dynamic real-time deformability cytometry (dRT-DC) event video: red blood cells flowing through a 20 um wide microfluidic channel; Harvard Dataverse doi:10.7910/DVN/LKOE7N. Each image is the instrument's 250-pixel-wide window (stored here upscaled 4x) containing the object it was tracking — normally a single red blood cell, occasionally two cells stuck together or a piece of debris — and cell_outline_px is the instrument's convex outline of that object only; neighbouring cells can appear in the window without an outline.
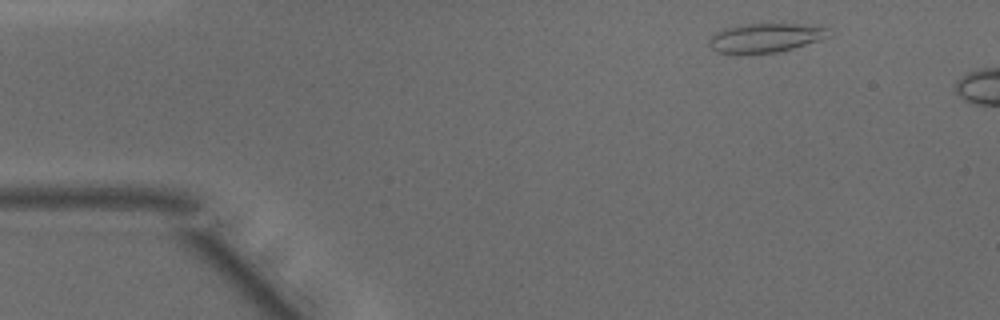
{"species": "common noctule bat (a hibernating species)", "species_latin": "Nyctalus noctula", "temperature_condition": "warm", "stored_images_in_passage": 41, "camera_frame_rate_fps": 3000, "um_per_image_px": 0.085, "animal": {"sex": "male", "body_mass_g": 15.6}, "frame": {"image": 1, "passage_image": 2, "time_ms": 0.333, "image_size_px": [1000, 320], "cell_outline_px": [[836, 32], [832, 36], [820, 40], [780, 52], [744, 56], [740, 56], [716, 52], [708, 44], [708, 40], [716, 32], [724, 28], [736, 24], [776, 20], [816, 24], [832, 28]], "centroid_in_image_um": [65.17, 3.16], "position_along_channel_um": 19.8, "area_um2": 22.72}}
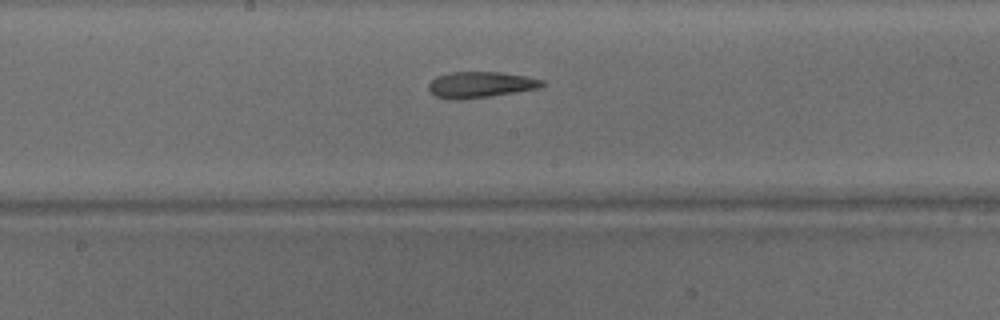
{"frame": {"image": 2, "passage_image": 21, "time_ms": 6.667, "image_size_px": [1000, 320], "cell_outline_px": [[544, 84], [540, 88], [492, 96], [456, 100], [448, 100], [436, 96], [428, 88], [428, 84], [436, 76], [448, 72], [500, 72], [528, 76], [544, 80]], "centroid_in_image_um": [40.84, 7.19], "position_along_channel_um": 207.4, "area_um2": 17.4}}
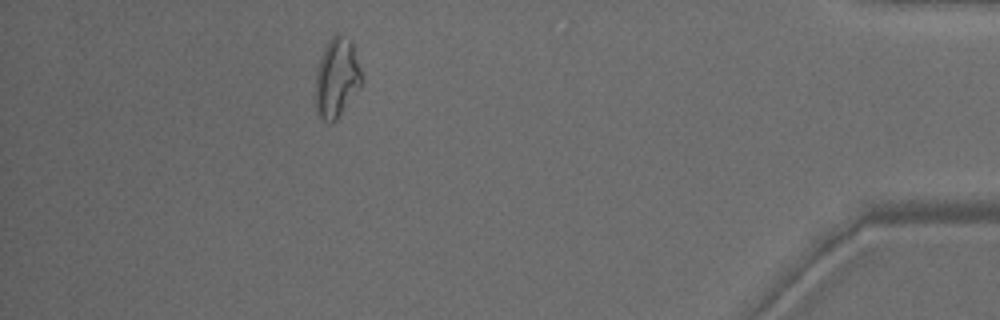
{"frame": {"image": 3, "passage_image": 39, "time_ms": 12.667, "image_size_px": [1000, 320], "cell_outline_px": [[364, 80], [336, 120], [332, 124], [328, 124], [316, 112], [316, 72], [320, 56], [328, 40], [336, 32], [340, 32], [352, 40]], "centroid_in_image_um": [28.63, 6.56], "position_along_channel_um": 406.6, "area_um2": 21.62}, "authors_computed_cell_mechanics": {"area_um2": 18.4382, "velocity_mm_per_s": 4.1992, "shape_relaxation_time_tau1_ms": null, "shape_relaxation_time_tau2_ms": 5.05, "deformation_change_tau1": null, "deformation_change_tau2": 0.1589}}